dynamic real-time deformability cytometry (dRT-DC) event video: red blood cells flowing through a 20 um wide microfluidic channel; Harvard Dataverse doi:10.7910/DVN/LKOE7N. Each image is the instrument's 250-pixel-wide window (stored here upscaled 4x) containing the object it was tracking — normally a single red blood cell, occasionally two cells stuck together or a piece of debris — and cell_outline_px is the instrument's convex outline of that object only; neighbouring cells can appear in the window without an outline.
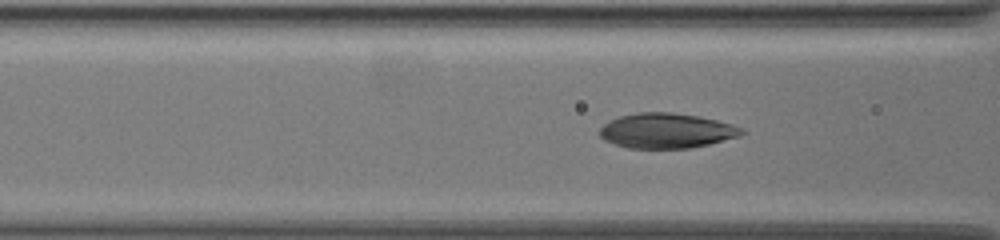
{"species": "common noctule bat (a hibernating species)", "species_latin": "Nyctalus noctula", "temperature_condition": "warm", "stored_images_in_passage": 21, "camera_frame_rate_fps": 3000, "um_per_image_px": 0.085, "animal": {"sex": "female", "body_mass_g": 19.5, "forearm_length_mm": 54.1}, "frame": {"image": 1, "passage_image": 18, "time_ms": 5.667, "image_size_px": [1000, 240], "cell_outline_px": [[744, 132], [740, 136], [692, 148], [628, 148], [612, 144], [604, 140], [600, 136], [600, 128], [604, 124], [620, 116], [640, 112], [668, 112], [696, 116], [716, 120], [732, 124], [740, 128]], "centroid_in_image_um": [56.62, 11.12], "position_along_channel_um": 110.0, "area_um2": 28.73}}
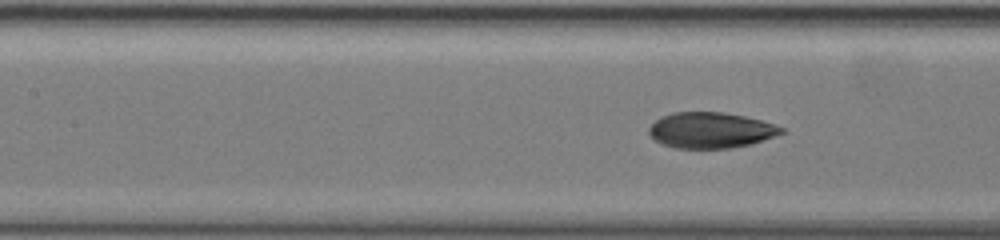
{"frame": {"image": 2, "passage_image": 21, "time_ms": 6.667, "image_size_px": [1000, 240], "cell_outline_px": [[788, 132], [752, 144], [732, 148], [672, 148], [660, 144], [652, 140], [648, 132], [648, 128], [656, 120], [672, 112], [724, 112], [744, 116], [776, 124], [784, 128]], "centroid_in_image_um": [60.43, 11.08], "position_along_channel_um": 147.0, "area_um2": 28.03}}